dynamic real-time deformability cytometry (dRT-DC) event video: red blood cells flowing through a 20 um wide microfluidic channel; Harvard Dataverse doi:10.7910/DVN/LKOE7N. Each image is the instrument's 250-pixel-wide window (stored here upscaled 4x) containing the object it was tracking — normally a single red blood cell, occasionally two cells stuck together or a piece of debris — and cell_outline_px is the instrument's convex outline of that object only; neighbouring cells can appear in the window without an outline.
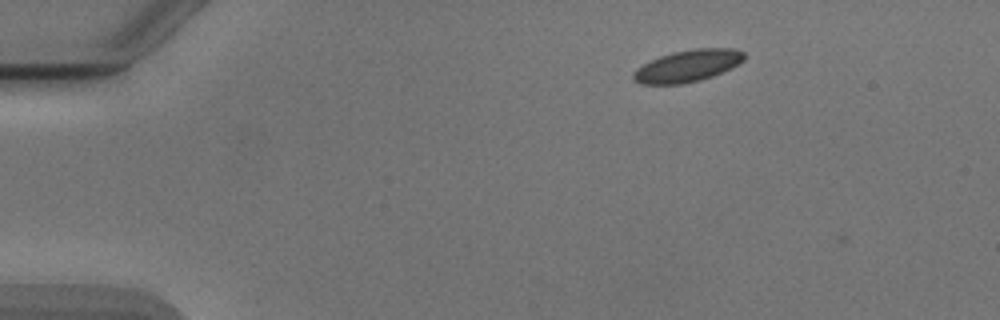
{"species": "Egyptian fruit bat (a non-hibernating species)", "species_latin": "Rousettus aegyptiacus", "temperature_condition": "cold", "stored_images_in_passage": 9, "camera_frame_rate_fps": 3000, "um_per_image_px": 0.085, "animal": {"sex": "male"}, "frame": {"image": 1, "passage_image": 5, "time_ms": 1.333, "image_size_px": [1000, 320], "cell_outline_px": [[744, 60], [712, 76], [700, 80], [680, 84], [640, 84], [632, 76], [632, 72], [636, 68], [660, 56], [672, 52], [692, 48], [736, 48], [744, 52]], "centroid_in_image_um": [58.43, 5.58], "position_along_channel_um": 26.6, "area_um2": 20.4}}